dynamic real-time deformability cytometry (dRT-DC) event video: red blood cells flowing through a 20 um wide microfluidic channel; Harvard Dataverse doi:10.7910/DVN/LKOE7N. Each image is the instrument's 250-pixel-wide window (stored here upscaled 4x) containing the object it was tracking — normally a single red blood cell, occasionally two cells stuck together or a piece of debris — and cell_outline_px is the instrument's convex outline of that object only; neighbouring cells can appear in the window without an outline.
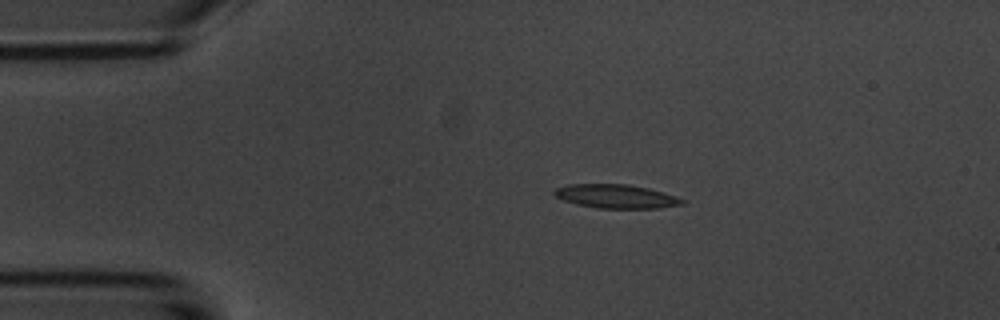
{"species": "common noctule bat (a hibernating species)", "species_latin": "Nyctalus noctula", "temperature_condition": "room temperature", "stored_images_in_passage": 2, "camera_frame_rate_fps": 3000, "um_per_image_px": 0.085, "animal": {"sex": "male", "body_mass_g": 20.1, "forearm_length_mm": 53.5}, "frame": {"image": 1, "passage_image": 1, "time_ms": 0.0, "image_size_px": [1000, 320], "cell_outline_px": [[684, 204], [660, 208], [596, 208], [576, 204], [564, 200], [556, 196], [552, 192], [556, 188], [568, 184], [624, 184], [648, 188], [684, 200]], "centroid_in_image_um": [52.31, 16.69], "position_along_channel_um": 32.7, "area_um2": 17.46}}